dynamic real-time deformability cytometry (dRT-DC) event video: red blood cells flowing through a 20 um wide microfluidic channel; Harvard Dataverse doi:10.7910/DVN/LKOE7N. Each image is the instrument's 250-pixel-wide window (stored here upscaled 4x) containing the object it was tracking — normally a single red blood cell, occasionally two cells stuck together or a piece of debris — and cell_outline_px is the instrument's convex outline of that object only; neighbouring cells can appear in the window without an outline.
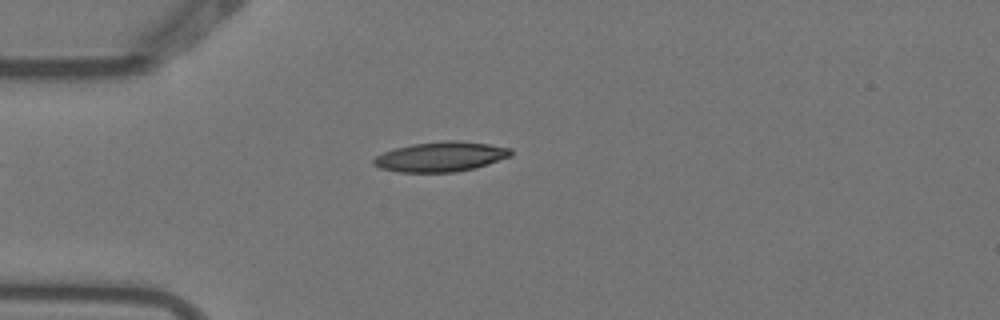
{"species": "Egyptian fruit bat (a non-hibernating species)", "species_latin": "Rousettus aegyptiacus", "temperature_condition": "warm", "stored_images_in_passage": 1, "camera_frame_rate_fps": 3000, "um_per_image_px": 0.085, "animal": {"sex": "female"}, "frame": {"image": 1, "passage_image": 1, "time_ms": 0.0, "image_size_px": [1000, 320], "cell_outline_px": [[512, 156], [476, 168], [456, 172], [400, 172], [380, 168], [372, 164], [372, 160], [376, 156], [384, 152], [396, 148], [412, 144], [448, 140], [452, 140], [488, 144], [512, 148]], "centroid_in_image_um": [37.48, 13.32], "position_along_channel_um": 47.5, "area_um2": 23.87}}